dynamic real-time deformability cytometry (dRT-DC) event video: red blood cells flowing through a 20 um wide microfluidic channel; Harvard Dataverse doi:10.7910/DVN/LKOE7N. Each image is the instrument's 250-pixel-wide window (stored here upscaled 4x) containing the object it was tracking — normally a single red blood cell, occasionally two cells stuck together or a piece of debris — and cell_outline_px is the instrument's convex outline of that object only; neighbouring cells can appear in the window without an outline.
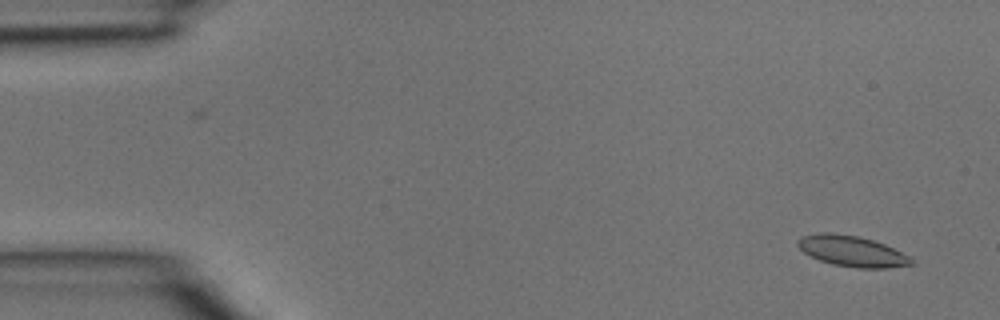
{"species": "common noctule bat (a hibernating species)", "species_latin": "Nyctalus noctula", "temperature_condition": "room temperature", "stored_images_in_passage": 4, "camera_frame_rate_fps": 3000, "um_per_image_px": 0.085, "animal": {"sex": "male", "body_mass_g": 15.6}, "frame": {"image": 1, "passage_image": 1, "time_ms": 0.0, "image_size_px": [1000, 320], "cell_outline_px": [[916, 264], [888, 268], [856, 268], [832, 264], [820, 260], [804, 252], [796, 244], [796, 240], [804, 236], [820, 232], [832, 232], [856, 236], [872, 240], [884, 244], [908, 256]], "centroid_in_image_um": [72.41, 21.35], "position_along_channel_um": 12.6, "area_um2": 20.17}}
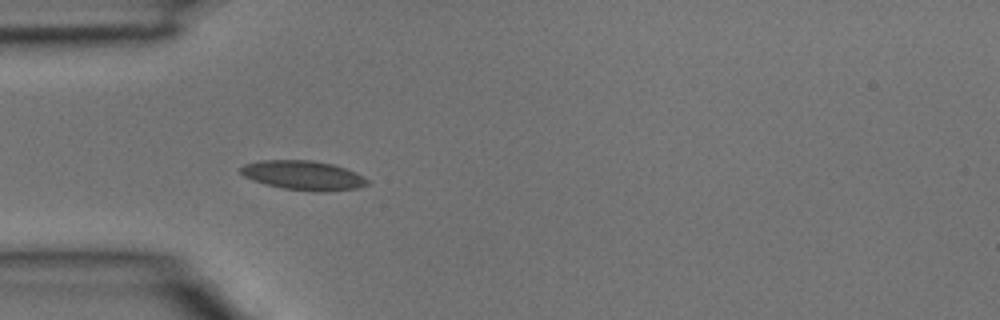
{"frame": {"image": 2, "passage_image": 4, "time_ms": 1.0, "image_size_px": [1000, 320], "cell_outline_px": [[368, 184], [356, 188], [328, 192], [320, 192], [284, 188], [264, 184], [252, 180], [244, 176], [240, 172], [240, 168], [244, 164], [260, 160], [312, 160], [332, 164], [356, 172], [364, 176], [368, 180]], "centroid_in_image_um": [25.77, 14.9], "position_along_channel_um": 59.2, "area_um2": 21.68}}